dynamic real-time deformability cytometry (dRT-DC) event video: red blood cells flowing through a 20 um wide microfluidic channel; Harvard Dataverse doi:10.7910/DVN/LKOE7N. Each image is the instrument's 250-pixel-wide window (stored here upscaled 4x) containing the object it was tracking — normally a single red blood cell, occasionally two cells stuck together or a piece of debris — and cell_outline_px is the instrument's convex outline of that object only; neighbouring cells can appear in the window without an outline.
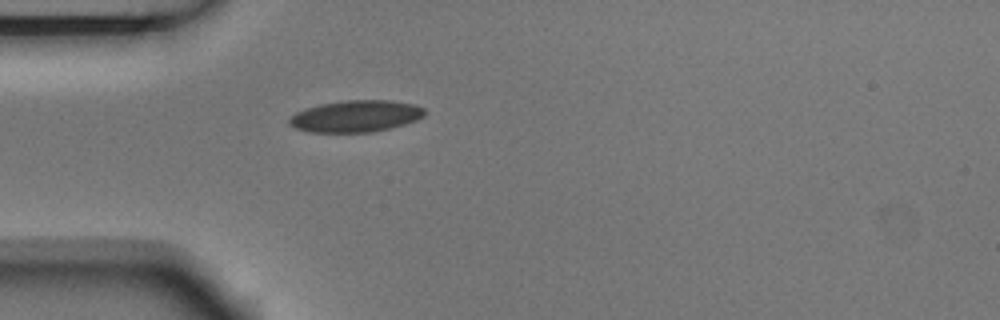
{"species": "Egyptian fruit bat (a non-hibernating species)", "species_latin": "Rousettus aegyptiacus", "temperature_condition": "room temperature", "stored_images_in_passage": 1, "camera_frame_rate_fps": 3000, "um_per_image_px": 0.085, "animal": {"sex": "male"}, "frame": {"image": 1, "passage_image": 1, "time_ms": 0.0, "image_size_px": [1000, 320], "cell_outline_px": [[424, 116], [416, 120], [404, 124], [372, 132], [312, 132], [296, 128], [288, 124], [288, 120], [296, 112], [304, 108], [320, 104], [344, 100], [388, 100], [412, 104], [424, 108]], "centroid_in_image_um": [30.21, 9.87], "position_along_channel_um": 54.8, "area_um2": 24.85}}